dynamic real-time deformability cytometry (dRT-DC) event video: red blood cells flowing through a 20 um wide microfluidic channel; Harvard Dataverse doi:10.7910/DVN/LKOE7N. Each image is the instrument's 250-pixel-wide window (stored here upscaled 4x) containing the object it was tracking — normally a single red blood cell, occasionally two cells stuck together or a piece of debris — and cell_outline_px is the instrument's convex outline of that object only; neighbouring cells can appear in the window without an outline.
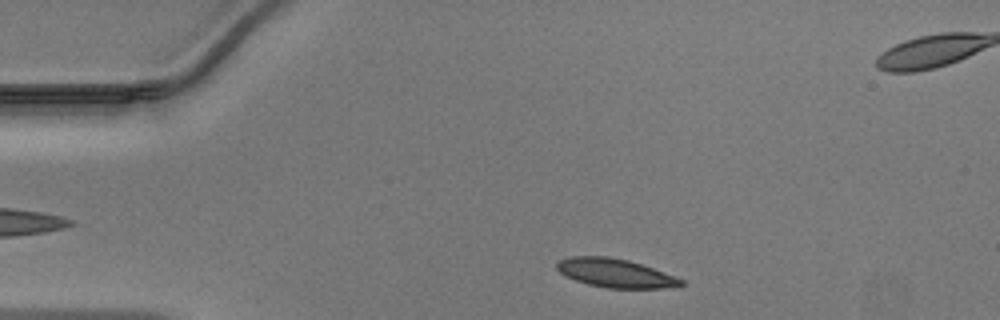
{"species": "Egyptian fruit bat (a non-hibernating species)", "species_latin": "Rousettus aegyptiacus", "temperature_condition": "warm", "stored_images_in_passage": 36, "camera_frame_rate_fps": 3000, "um_per_image_px": 0.085, "animal": {"sex": "male"}, "frame": {"image": 1, "passage_image": 4, "time_ms": 1.0, "image_size_px": [1000, 320], "cell_outline_px": [[684, 284], [660, 288], [608, 288], [588, 284], [576, 280], [560, 272], [556, 268], [556, 264], [560, 260], [572, 256], [604, 256], [628, 260], [652, 268], [684, 280]], "centroid_in_image_um": [52.27, 23.21], "position_along_channel_um": 32.7, "area_um2": 20.29}}
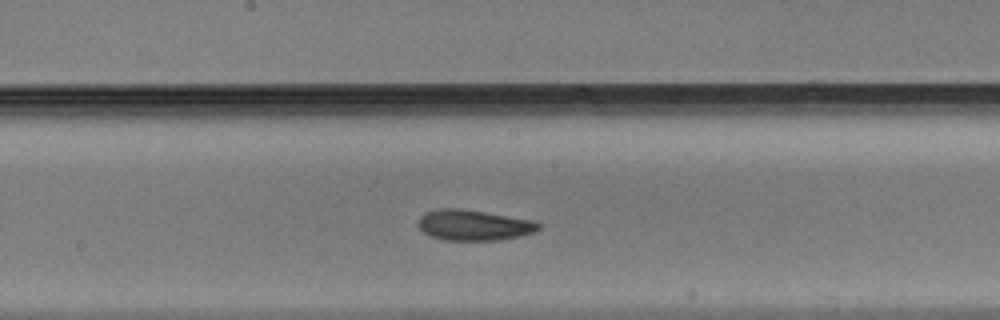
{"frame": {"image": 2, "passage_image": 20, "time_ms": 6.333, "image_size_px": [1000, 320], "cell_outline_px": [[540, 228], [532, 232], [516, 236], [496, 240], [444, 240], [432, 236], [424, 232], [416, 224], [420, 216], [424, 212], [440, 208], [460, 208], [532, 220], [540, 224]], "centroid_in_image_um": [40.19, 19.12], "position_along_channel_um": 208.0, "area_um2": 21.21}}
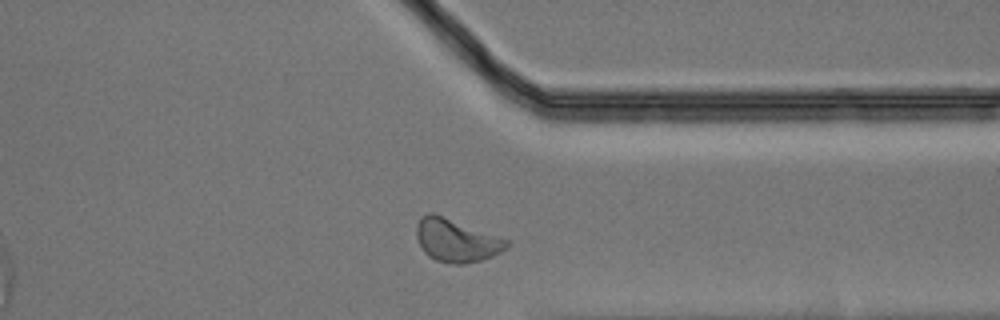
{"frame": {"image": 3, "passage_image": 32, "time_ms": 10.333, "image_size_px": [1000, 320], "cell_outline_px": [[508, 248], [492, 256], [480, 260], [464, 264], [452, 264], [436, 260], [428, 256], [424, 252], [416, 236], [416, 224], [428, 212], [432, 212], [508, 240]], "centroid_in_image_um": [38.77, 20.45], "position_along_channel_um": 372.6, "area_um2": 22.2}}